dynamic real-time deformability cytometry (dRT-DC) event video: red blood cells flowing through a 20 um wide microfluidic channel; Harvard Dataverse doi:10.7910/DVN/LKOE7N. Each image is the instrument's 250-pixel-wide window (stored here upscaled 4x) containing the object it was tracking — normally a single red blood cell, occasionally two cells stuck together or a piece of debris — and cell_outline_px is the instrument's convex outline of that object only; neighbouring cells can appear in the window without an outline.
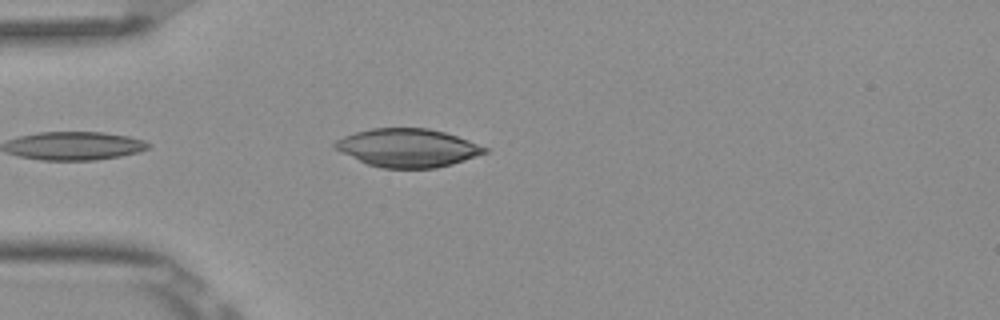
{"species": "Egyptian fruit bat (a non-hibernating species)", "species_latin": "Rousettus aegyptiacus", "temperature_condition": "room temperature", "stored_images_in_passage": 4, "camera_frame_rate_fps": 3000, "um_per_image_px": 0.085, "frame": {"image": 1, "passage_image": 4, "time_ms": 1.0, "image_size_px": [1000, 320], "cell_outline_px": [[488, 152], [452, 164], [436, 168], [384, 168], [368, 164], [340, 152], [332, 148], [332, 144], [336, 140], [344, 136], [356, 132], [372, 128], [428, 128], [444, 132], [468, 140], [488, 148]], "centroid_in_image_um": [34.63, 12.56], "position_along_channel_um": 50.4, "area_um2": 33.29}}